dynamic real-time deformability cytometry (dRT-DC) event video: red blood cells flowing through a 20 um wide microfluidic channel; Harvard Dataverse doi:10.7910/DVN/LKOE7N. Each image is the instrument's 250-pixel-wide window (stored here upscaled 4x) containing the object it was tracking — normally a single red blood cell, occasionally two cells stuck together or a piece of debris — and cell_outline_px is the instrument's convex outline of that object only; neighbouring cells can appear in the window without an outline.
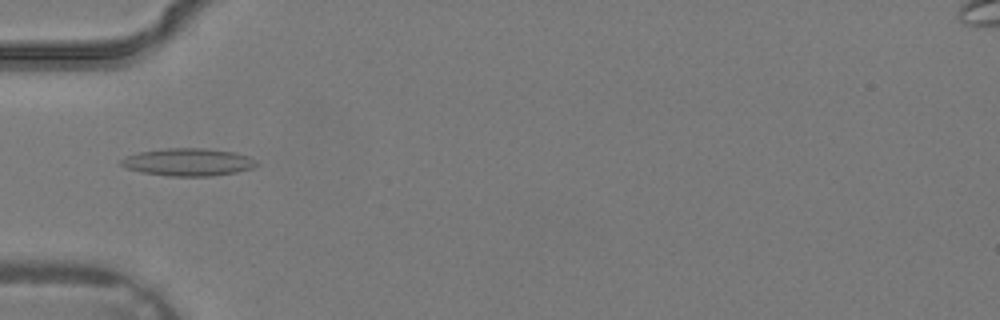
{"species": "common noctule bat (a hibernating species)", "species_latin": "Nyctalus noctula", "temperature_condition": "warm", "stored_images_in_passage": 5, "camera_frame_rate_fps": 3000, "um_per_image_px": 0.085, "animal": {"sex": "male", "body_mass_g": 19.2, "forearm_length_mm": 51.8}, "frame": {"image": 1, "passage_image": 5, "time_ms": 1.333, "image_size_px": [1000, 320], "cell_outline_px": [[260, 164], [252, 168], [236, 172], [212, 176], [168, 176], [140, 172], [128, 168], [120, 164], [120, 160], [128, 156], [140, 152], [168, 148], [204, 148], [236, 152], [248, 156], [256, 160]], "centroid_in_image_um": [16.04, 13.78], "position_along_channel_um": 69.0, "area_um2": 21.73}}